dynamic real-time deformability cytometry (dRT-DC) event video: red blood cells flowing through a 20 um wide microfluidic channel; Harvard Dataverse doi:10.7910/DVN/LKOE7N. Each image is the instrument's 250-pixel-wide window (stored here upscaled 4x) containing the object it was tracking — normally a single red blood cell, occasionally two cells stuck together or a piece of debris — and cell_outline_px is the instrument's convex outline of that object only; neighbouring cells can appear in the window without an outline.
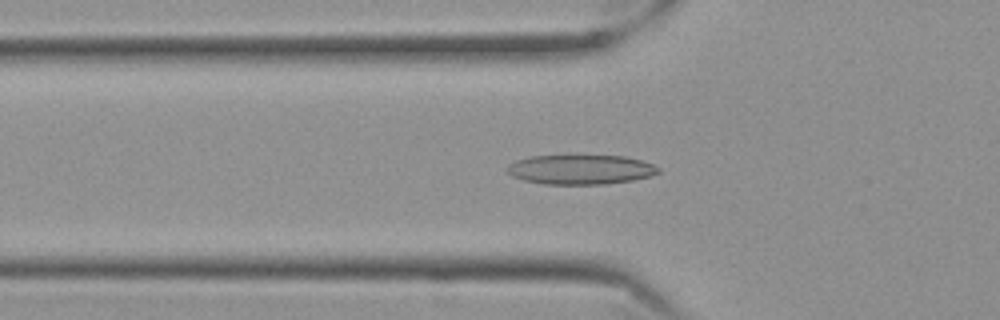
{"species": "Egyptian fruit bat (a non-hibernating species)", "species_latin": "Rousettus aegyptiacus", "temperature_condition": "cold", "stored_images_in_passage": 57, "camera_frame_rate_fps": 3000, "um_per_image_px": 0.085, "frame": {"image": 1, "passage_image": 19, "time_ms": 6.0, "image_size_px": [1000, 320], "cell_outline_px": [[660, 172], [648, 176], [632, 180], [604, 184], [544, 184], [524, 180], [512, 176], [504, 168], [508, 164], [516, 160], [532, 156], [624, 156], [640, 160], [652, 164], [660, 168]], "centroid_in_image_um": [49.31, 14.41], "position_along_channel_um": 76.5, "area_um2": 25.89}}
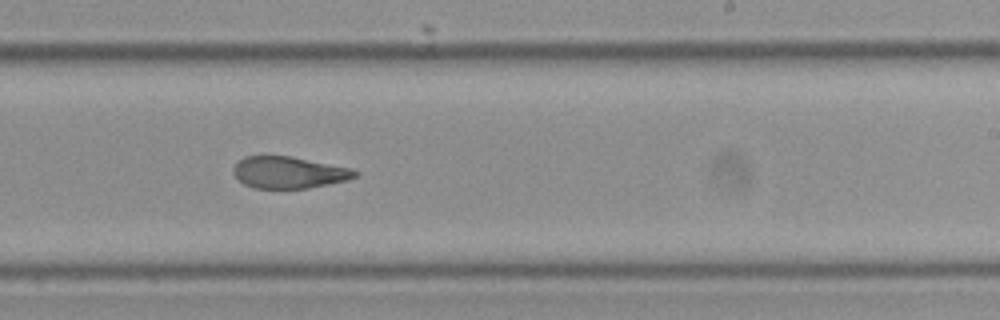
{"frame": {"image": 2, "passage_image": 35, "time_ms": 11.333, "image_size_px": [1000, 320], "cell_outline_px": [[360, 172], [356, 176], [348, 180], [308, 188], [252, 188], [244, 184], [232, 172], [232, 168], [244, 156], [292, 156], [352, 168]], "centroid_in_image_um": [24.57, 14.65], "position_along_channel_um": 264.4, "area_um2": 22.54}}
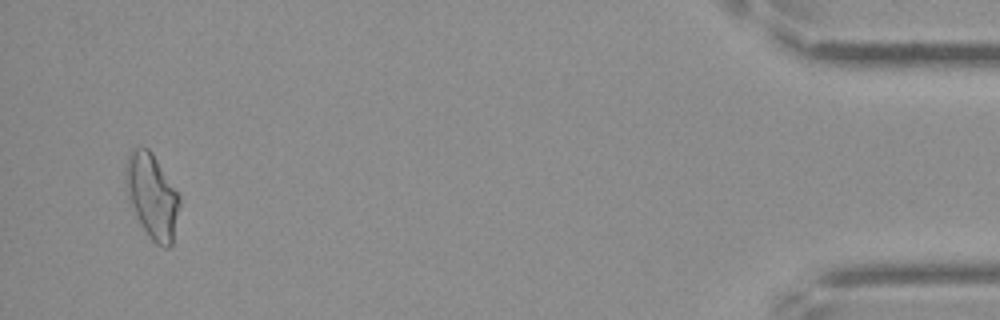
{"frame": {"image": 3, "passage_image": 55, "time_ms": 18.0, "image_size_px": [1000, 320], "cell_outline_px": [[180, 208], [172, 244], [168, 248], [164, 248], [156, 244], [152, 240], [144, 228], [128, 196], [124, 180], [128, 152], [132, 148], [148, 148], [152, 152], [180, 196]], "centroid_in_image_um": [12.94, 16.65], "position_along_channel_um": 422.3, "area_um2": 26.24}, "authors_computed_cell_mechanics": {"area_um2": 24.276, "velocity_mm_per_s": 3.5003, "shape_relaxation_time_tau1_ms": null, "shape_relaxation_time_tau2_ms": 2.8094, "deformation_change_tau1": null, "deformation_change_tau2": 0.0931}}